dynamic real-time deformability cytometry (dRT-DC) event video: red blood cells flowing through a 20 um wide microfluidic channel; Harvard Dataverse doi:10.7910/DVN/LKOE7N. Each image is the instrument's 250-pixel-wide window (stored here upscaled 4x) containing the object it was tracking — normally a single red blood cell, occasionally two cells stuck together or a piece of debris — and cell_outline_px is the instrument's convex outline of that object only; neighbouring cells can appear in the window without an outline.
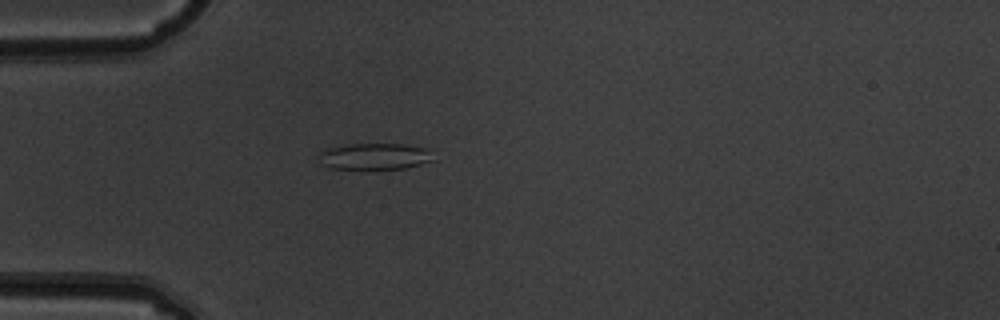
{"species": "common noctule bat (a hibernating species)", "species_latin": "Nyctalus noctula", "temperature_condition": "warm", "stored_images_in_passage": 4, "camera_frame_rate_fps": 3000, "um_per_image_px": 0.085, "animal": {"sex": "male", "body_mass_g": 19.5, "forearm_length_mm": 54.6}, "frame": {"image": 1, "passage_image": 4, "time_ms": 1.0, "image_size_px": [1000, 320], "cell_outline_px": [[436, 160], [404, 168], [368, 172], [364, 172], [332, 168], [320, 164], [316, 152], [328, 148], [344, 144], [404, 144], [428, 148]], "centroid_in_image_um": [31.78, 13.34], "position_along_channel_um": 53.2, "area_um2": 18.84}}